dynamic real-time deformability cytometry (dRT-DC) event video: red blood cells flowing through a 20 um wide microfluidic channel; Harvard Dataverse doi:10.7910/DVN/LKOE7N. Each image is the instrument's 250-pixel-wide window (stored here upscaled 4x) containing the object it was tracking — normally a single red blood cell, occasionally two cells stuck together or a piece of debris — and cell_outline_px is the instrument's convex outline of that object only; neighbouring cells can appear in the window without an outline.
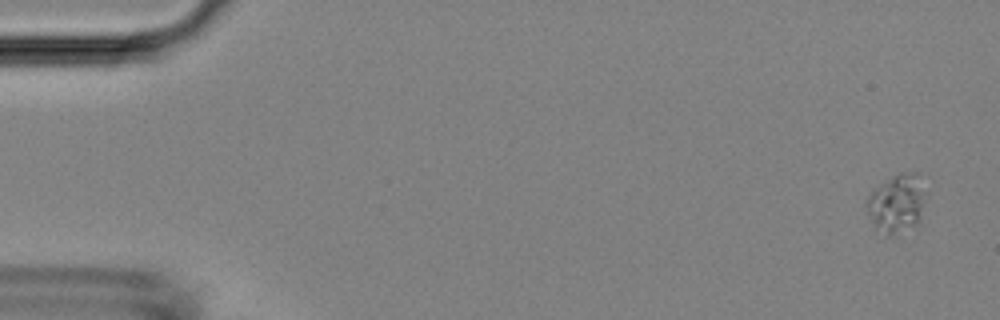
{"species": "Egyptian fruit bat (a non-hibernating species)", "species_latin": "Rousettus aegyptiacus", "temperature_condition": "room temperature", "stored_images_in_passage": 5, "camera_frame_rate_fps": 3000, "um_per_image_px": 0.085, "animal": {"sex": "female"}, "frame": {"image": 1, "passage_image": 1, "time_ms": 0.0, "image_size_px": [1000, 320], "cell_outline_px": [[928, 192], [920, 220], [916, 224], [888, 236], [876, 228], [864, 204], [872, 188], [892, 176], [900, 172], [920, 172]], "centroid_in_image_um": [76.27, 17.2], "position_along_channel_um": 8.7, "area_um2": 20.63}}
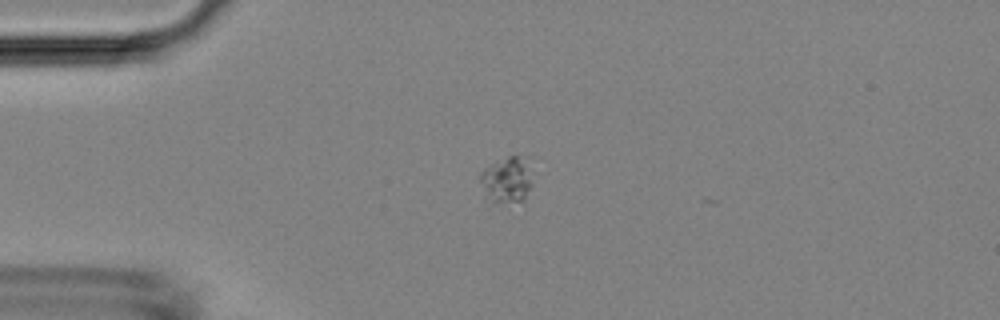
{"frame": {"image": 2, "passage_image": 4, "time_ms": 3.667, "image_size_px": [1000, 320], "cell_outline_px": [[532, 184], [524, 204], [488, 208], [480, 180], [480, 172], [484, 168], [516, 152], [524, 156]], "centroid_in_image_um": [43.04, 15.45], "position_along_channel_um": 42.0, "area_um2": 15.37}}